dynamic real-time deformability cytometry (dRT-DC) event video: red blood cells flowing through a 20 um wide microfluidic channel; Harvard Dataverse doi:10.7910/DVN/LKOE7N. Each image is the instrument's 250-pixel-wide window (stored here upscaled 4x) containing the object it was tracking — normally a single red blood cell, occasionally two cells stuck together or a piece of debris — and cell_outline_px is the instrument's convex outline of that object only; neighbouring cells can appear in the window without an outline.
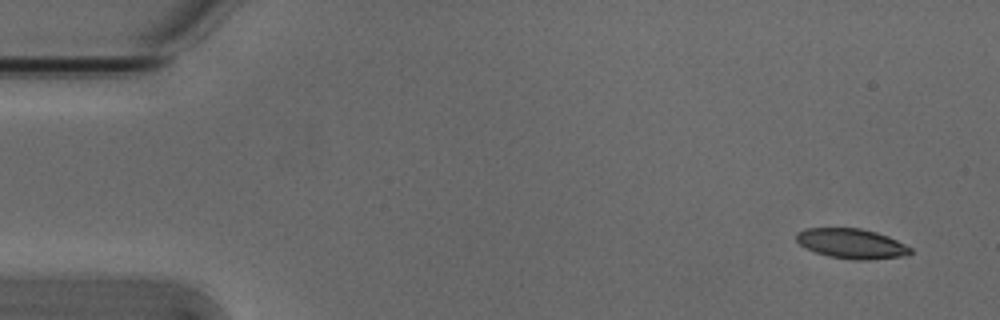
{"species": "Egyptian fruit bat (a non-hibernating species)", "species_latin": "Rousettus aegyptiacus", "temperature_condition": "cold", "stored_images_in_passage": 5, "camera_frame_rate_fps": 3000, "um_per_image_px": 0.085, "animal": {"sex": "male"}, "frame": {"image": 1, "passage_image": 1, "time_ms": 0.0, "image_size_px": [1000, 320], "cell_outline_px": [[912, 252], [908, 256], [868, 260], [852, 260], [828, 256], [816, 252], [800, 244], [796, 240], [796, 232], [804, 228], [860, 228], [876, 232], [888, 236], [912, 248]], "centroid_in_image_um": [72.4, 20.71], "position_along_channel_um": 12.6, "area_um2": 20.0}}
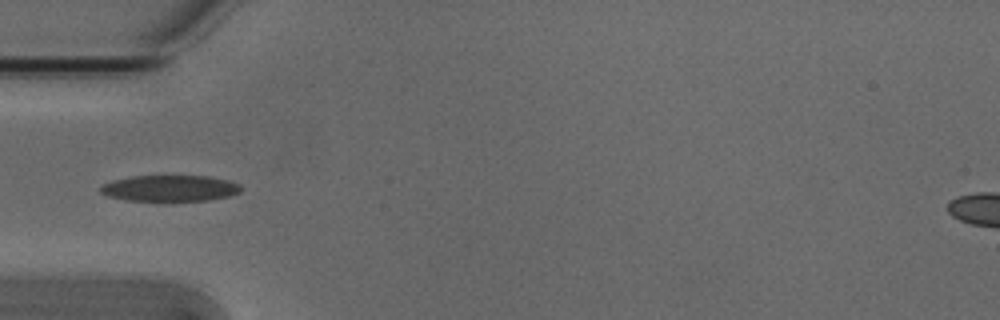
{"frame": {"image": 2, "passage_image": 5, "time_ms": 1.333, "image_size_px": [1000, 320], "cell_outline_px": [[240, 192], [232, 196], [208, 200], [164, 204], [124, 200], [108, 196], [100, 192], [100, 188], [104, 184], [112, 180], [132, 176], [208, 176], [228, 180], [240, 184]], "centroid_in_image_um": [14.44, 16.05], "position_along_channel_um": 70.6, "area_um2": 22.48}}